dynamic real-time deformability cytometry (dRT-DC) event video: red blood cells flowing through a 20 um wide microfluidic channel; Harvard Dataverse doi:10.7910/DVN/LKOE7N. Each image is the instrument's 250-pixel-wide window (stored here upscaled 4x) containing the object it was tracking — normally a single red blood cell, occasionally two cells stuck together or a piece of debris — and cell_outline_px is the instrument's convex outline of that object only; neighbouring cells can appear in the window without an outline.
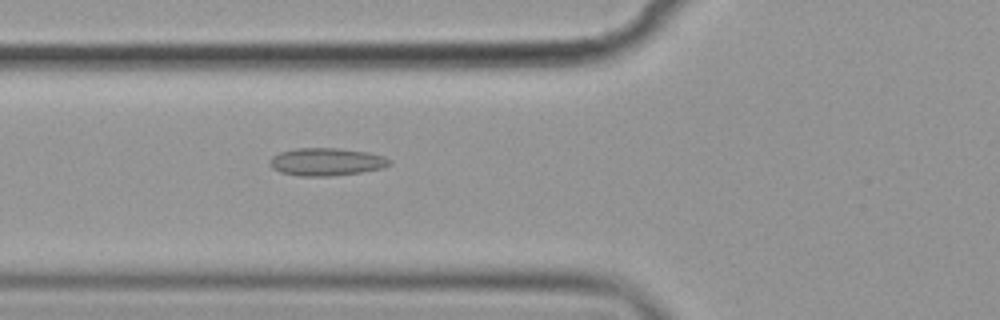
{"species": "common noctule bat (a hibernating species)", "species_latin": "Nyctalus noctula", "temperature_condition": "cold", "stored_images_in_passage": 45, "camera_frame_rate_fps": 3000, "um_per_image_px": 0.085, "animal": {"sex": "female", "body_mass_g": 19.9}, "frame": {"image": 1, "passage_image": 10, "time_ms": 3.0, "image_size_px": [1000, 320], "cell_outline_px": [[392, 164], [384, 168], [360, 172], [332, 176], [300, 176], [280, 172], [272, 168], [268, 164], [268, 160], [272, 156], [280, 152], [296, 148], [340, 148], [368, 152], [384, 156], [392, 160]], "centroid_in_image_um": [27.75, 13.75], "position_along_channel_um": 98.1, "area_um2": 19.59}}
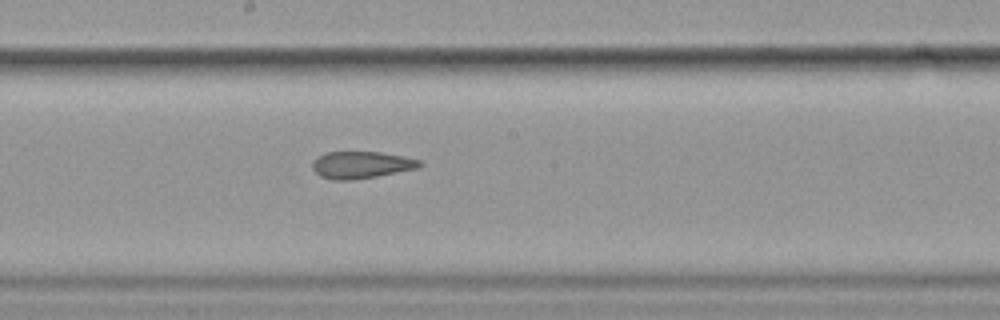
{"frame": {"image": 2, "passage_image": 20, "time_ms": 6.333, "image_size_px": [1000, 320], "cell_outline_px": [[424, 164], [420, 168], [376, 176], [352, 180], [332, 180], [320, 176], [312, 168], [312, 160], [316, 156], [324, 152], [380, 152], [420, 160]], "centroid_in_image_um": [30.68, 14.01], "position_along_channel_um": 217.5, "area_um2": 16.99}}
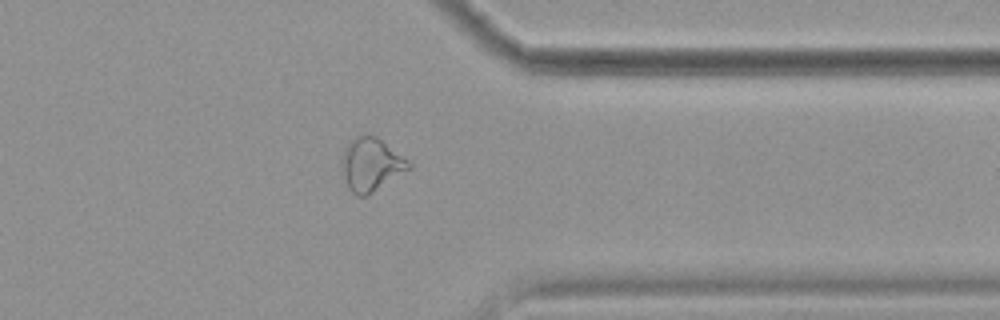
{"frame": {"image": 3, "passage_image": 34, "time_ms": 11.0, "image_size_px": [1000, 320], "cell_outline_px": [[412, 168], [368, 196], [356, 196], [348, 188], [340, 168], [340, 164], [344, 148], [348, 140], [356, 136], [376, 136], [408, 160], [412, 164]], "centroid_in_image_um": [31.52, 14.01], "position_along_channel_um": 379.9, "area_um2": 21.04}, "authors_computed_cell_mechanics": {"area_um2": 19.0162, "velocity_mm_per_s": 3.5792, "shape_relaxation_time_tau1_ms": null, "shape_relaxation_time_tau2_ms": 2.5013, "deformation_change_tau1": null, "deformation_change_tau2": 0.1152}}